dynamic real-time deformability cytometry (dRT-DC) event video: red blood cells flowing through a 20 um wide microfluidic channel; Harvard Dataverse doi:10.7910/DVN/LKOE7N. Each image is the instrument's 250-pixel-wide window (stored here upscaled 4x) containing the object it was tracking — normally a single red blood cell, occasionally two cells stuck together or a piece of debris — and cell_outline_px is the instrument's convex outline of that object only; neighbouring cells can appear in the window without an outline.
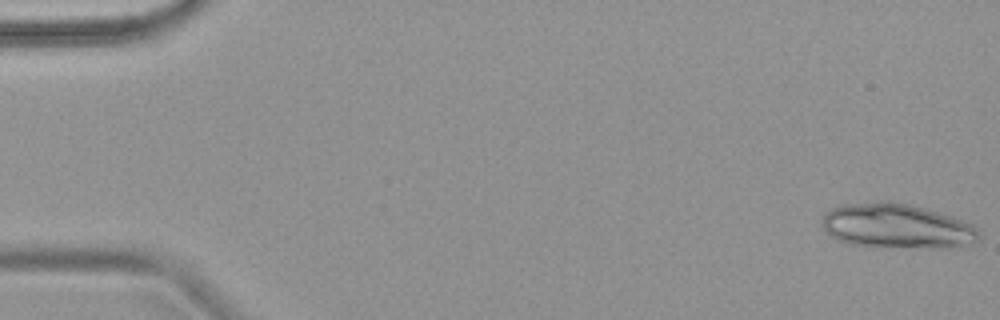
{"species": "common noctule bat (a hibernating species)", "species_latin": "Nyctalus noctula", "temperature_condition": "warm", "stored_images_in_passage": 5, "camera_frame_rate_fps": 3000, "um_per_image_px": 0.085, "animal": {"sex": "female", "body_mass_g": 18.4}, "frame": {"image": 1, "passage_image": 1, "time_ms": 0.0, "image_size_px": [1000, 320], "cell_outline_px": [[980, 240], [976, 244], [964, 248], [932, 248], [848, 244], [836, 240], [820, 224], [824, 216], [832, 208], [840, 204], [880, 200], [888, 200], [912, 204], [952, 216], [972, 224], [980, 232]], "centroid_in_image_um": [76.3, 19.21], "position_along_channel_um": 8.7, "area_um2": 41.62}}